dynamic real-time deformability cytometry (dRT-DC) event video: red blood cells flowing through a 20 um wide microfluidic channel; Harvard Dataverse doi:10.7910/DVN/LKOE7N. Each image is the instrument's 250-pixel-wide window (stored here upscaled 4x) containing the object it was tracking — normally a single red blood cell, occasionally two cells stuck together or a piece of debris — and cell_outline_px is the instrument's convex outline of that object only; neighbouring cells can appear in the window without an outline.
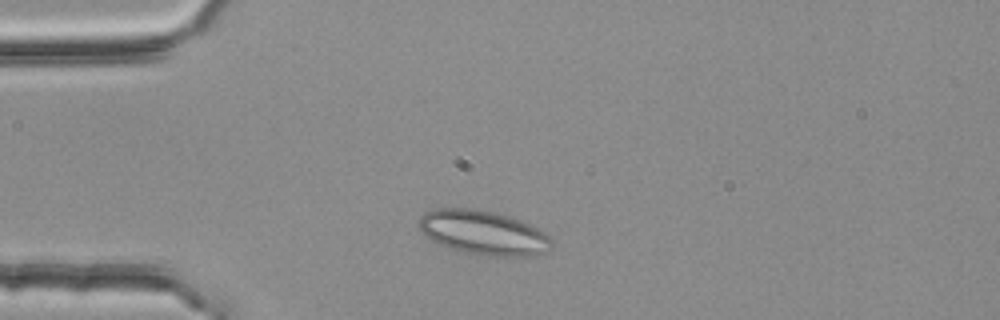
{"species": "common noctule bat (a hibernating species)", "species_latin": "Nyctalus noctula", "temperature_condition": "room temperature", "stored_images_in_passage": 38, "segment_of_instrument_passage": [1, 2], "camera_frame_rate_fps": 3000, "um_per_image_px": 0.085, "animal": {"sex": "female", "body_mass_g": 25.1}, "frame": {"image": 1, "passage_image": 5, "time_ms": 1.333, "image_size_px": [1000, 320], "cell_outline_px": [[552, 244], [548, 252], [532, 256], [492, 256], [468, 252], [452, 248], [440, 244], [432, 240], [420, 228], [420, 216], [424, 212], [436, 208], [468, 208], [492, 212], [508, 216], [520, 220], [540, 228], [552, 240]], "centroid_in_image_um": [41.14, 19.77], "position_along_channel_um": 43.9, "area_um2": 33.87}}